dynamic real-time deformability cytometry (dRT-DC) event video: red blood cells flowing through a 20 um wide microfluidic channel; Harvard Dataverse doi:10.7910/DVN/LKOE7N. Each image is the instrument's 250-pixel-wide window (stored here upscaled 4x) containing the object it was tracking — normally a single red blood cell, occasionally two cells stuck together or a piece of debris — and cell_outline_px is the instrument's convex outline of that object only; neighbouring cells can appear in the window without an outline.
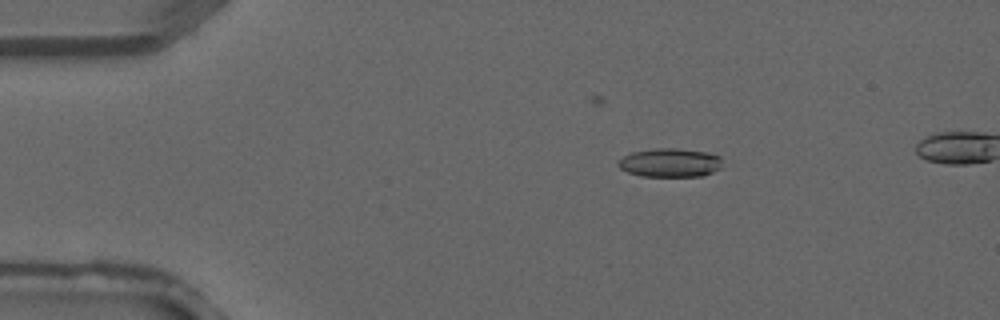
{"species": "common noctule bat (a hibernating species)", "species_latin": "Nyctalus noctula", "temperature_condition": "warm", "stored_images_in_passage": 3, "camera_frame_rate_fps": 3000, "um_per_image_px": 0.085, "animal": {"sex": "male", "forearm_length_mm": 52.5}, "frame": {"image": 1, "passage_image": 1, "time_ms": 0.0, "image_size_px": [1000, 320], "cell_outline_px": [[720, 168], [704, 176], [640, 176], [628, 172], [620, 168], [616, 164], [624, 156], [632, 152], [656, 148], [676, 148], [708, 152], [720, 156]], "centroid_in_image_um": [56.95, 13.83], "position_along_channel_um": 28.1, "area_um2": 17.4}}